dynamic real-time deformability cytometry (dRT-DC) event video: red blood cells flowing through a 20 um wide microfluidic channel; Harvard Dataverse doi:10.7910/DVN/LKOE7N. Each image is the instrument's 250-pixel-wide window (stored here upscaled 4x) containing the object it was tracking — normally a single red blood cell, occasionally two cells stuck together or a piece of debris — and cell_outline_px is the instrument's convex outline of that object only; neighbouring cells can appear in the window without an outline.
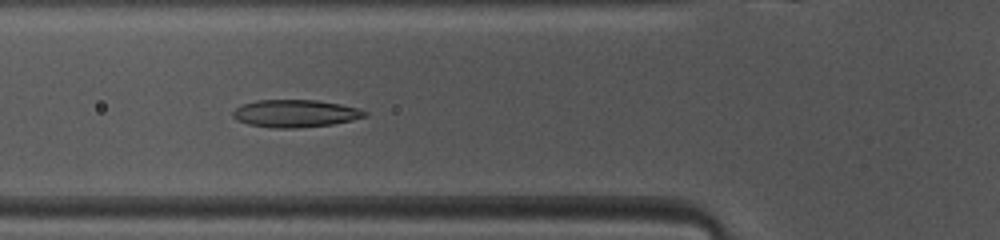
{"species": "common noctule bat (a hibernating species)", "species_latin": "Nyctalus noctula", "temperature_condition": "warm", "stored_images_in_passage": 37, "camera_frame_rate_fps": 3000, "um_per_image_px": 0.085, "animal": {"sex": "female", "body_mass_g": 10.0, "forearm_length_mm": 53.1}, "frame": {"image": 1, "passage_image": 4, "time_ms": 1.0, "image_size_px": [1000, 240], "cell_outline_px": [[368, 116], [352, 120], [332, 124], [300, 128], [272, 128], [248, 124], [236, 120], [232, 116], [232, 112], [240, 104], [256, 100], [316, 100], [340, 104], [356, 108], [368, 112]], "centroid_in_image_um": [25.06, 9.65], "position_along_channel_um": 100.7, "area_um2": 21.27}}
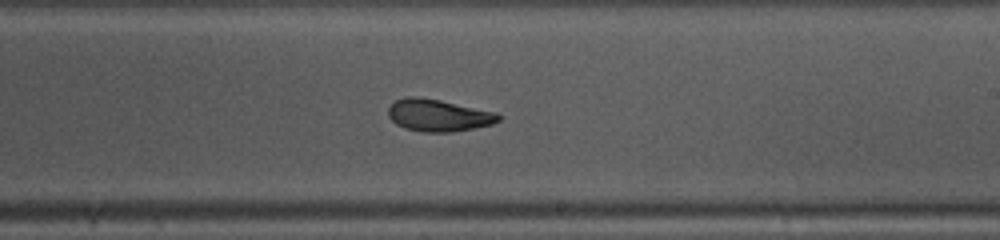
{"frame": {"image": 2, "passage_image": 15, "time_ms": 4.667, "image_size_px": [1000, 240], "cell_outline_px": [[500, 120], [492, 124], [452, 132], [424, 132], [404, 128], [396, 124], [388, 116], [388, 108], [396, 100], [408, 96], [416, 96], [440, 100], [496, 112], [500, 116]], "centroid_in_image_um": [37.24, 9.8], "position_along_channel_um": 251.8, "area_um2": 20.52}}
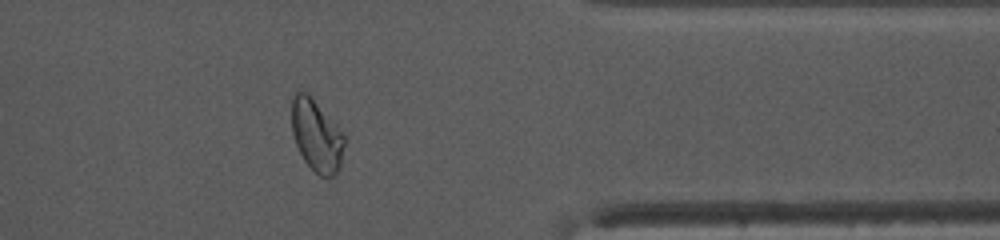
{"frame": {"image": 3, "passage_image": 26, "time_ms": 8.333, "image_size_px": [1000, 240], "cell_outline_px": [[344, 144], [340, 168], [336, 176], [320, 176], [304, 160], [296, 144], [292, 132], [292, 96], [296, 92], [308, 92], [344, 132]], "centroid_in_image_um": [26.92, 11.5], "position_along_channel_um": 384.5, "area_um2": 22.2}, "authors_computed_cell_mechanics": {"area_um2": 20.9814, "velocity_mm_per_s": 4.1039, "shape_relaxation_time_tau1_ms": 5.2146, "shape_relaxation_time_tau2_ms": 1.7143, "deformation_change_tau1": 0.1869, "deformation_change_tau2": 0.0661}}